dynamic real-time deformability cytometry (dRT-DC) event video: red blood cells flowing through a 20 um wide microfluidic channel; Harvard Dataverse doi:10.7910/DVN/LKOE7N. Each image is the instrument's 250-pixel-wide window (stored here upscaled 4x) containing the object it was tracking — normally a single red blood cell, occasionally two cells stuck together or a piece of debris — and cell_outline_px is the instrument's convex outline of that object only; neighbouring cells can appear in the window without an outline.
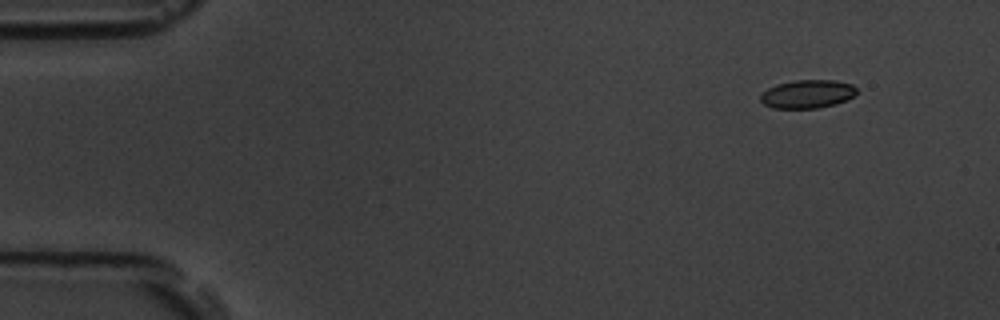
{"species": "common noctule bat (a hibernating species)", "species_latin": "Nyctalus noctula", "temperature_condition": "room temperature", "stored_images_in_passage": 53, "camera_frame_rate_fps": 3000, "um_per_image_px": 0.085, "animal": {"sex": "male", "body_mass_g": 19.5, "forearm_length_mm": 54.6}, "frame": {"image": 1, "passage_image": 1, "time_ms": 0.0, "image_size_px": [1000, 320], "cell_outline_px": [[856, 92], [852, 96], [836, 104], [816, 108], [772, 108], [764, 104], [760, 100], [760, 96], [768, 88], [776, 84], [796, 80], [836, 80], [852, 84], [856, 88]], "centroid_in_image_um": [68.61, 7.98], "position_along_channel_um": 16.4, "area_um2": 15.78}}
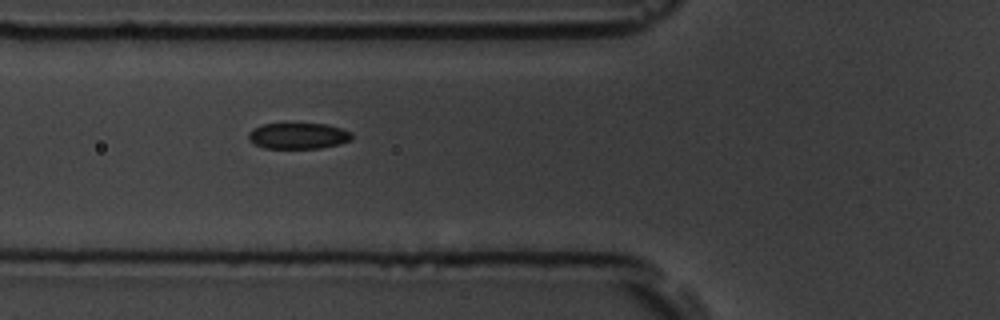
{"frame": {"image": 2, "passage_image": 17, "time_ms": 5.333, "image_size_px": [1000, 320], "cell_outline_px": [[352, 140], [340, 144], [320, 148], [264, 148], [248, 140], [248, 132], [252, 128], [264, 124], [328, 124], [352, 132]], "centroid_in_image_um": [25.36, 11.55], "position_along_channel_um": 100.4, "area_um2": 15.72}}
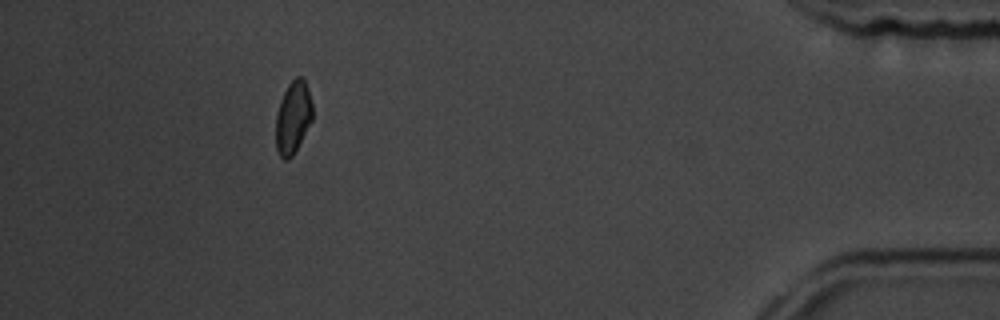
{"frame": {"image": 3, "passage_image": 48, "time_ms": 15.667, "image_size_px": [1000, 320], "cell_outline_px": [[312, 120], [292, 156], [288, 160], [284, 160], [280, 156], [276, 148], [276, 112], [280, 100], [288, 84], [296, 76], [300, 76], [304, 80], [308, 88], [312, 104]], "centroid_in_image_um": [24.89, 9.97], "position_along_channel_um": 410.3, "area_um2": 15.43}, "authors_computed_cell_mechanics": {"area_um2": 16.0684, "velocity_mm_per_s": 3.5637, "shape_relaxation_time_tau1_ms": 3.2916, "shape_relaxation_time_tau2_ms": 3.2931, "deformation_change_tau1": 0.0936, "deformation_change_tau2": 0.0696}}